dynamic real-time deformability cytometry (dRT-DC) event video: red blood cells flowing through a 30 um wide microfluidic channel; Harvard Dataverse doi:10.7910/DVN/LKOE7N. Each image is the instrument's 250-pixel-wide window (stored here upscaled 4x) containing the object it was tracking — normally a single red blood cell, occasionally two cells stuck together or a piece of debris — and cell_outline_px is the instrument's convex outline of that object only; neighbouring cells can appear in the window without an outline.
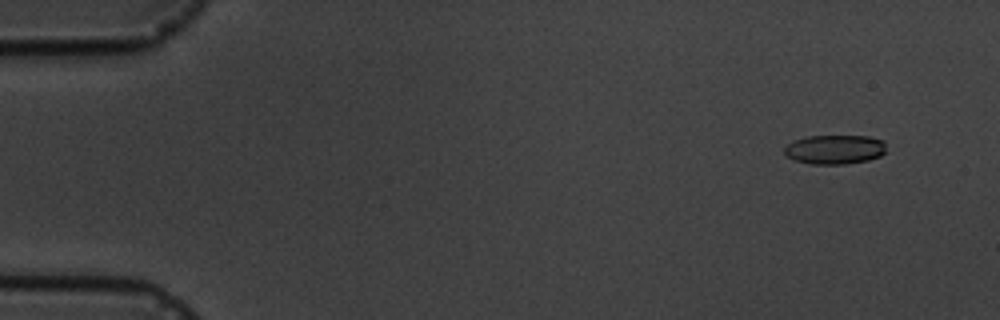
{"species": "common noctule bat (a hibernating species)", "species_latin": "Nyctalus noctula", "temperature_condition": "cold", "stored_images_in_passage": 6, "camera_frame_rate_fps": 3000, "um_per_image_px": 0.085, "animal": {"sex": "male", "body_mass_g": 19.5, "forearm_length_mm": 54.6}, "frame": {"image": 1, "passage_image": 2, "time_ms": 1.333, "image_size_px": [1000, 320], "cell_outline_px": [[884, 152], [880, 156], [868, 160], [844, 164], [812, 164], [796, 160], [784, 156], [784, 148], [792, 140], [808, 136], [868, 136], [884, 140]], "centroid_in_image_um": [70.92, 12.7], "position_along_channel_um": 14.1, "area_um2": 17.4}}